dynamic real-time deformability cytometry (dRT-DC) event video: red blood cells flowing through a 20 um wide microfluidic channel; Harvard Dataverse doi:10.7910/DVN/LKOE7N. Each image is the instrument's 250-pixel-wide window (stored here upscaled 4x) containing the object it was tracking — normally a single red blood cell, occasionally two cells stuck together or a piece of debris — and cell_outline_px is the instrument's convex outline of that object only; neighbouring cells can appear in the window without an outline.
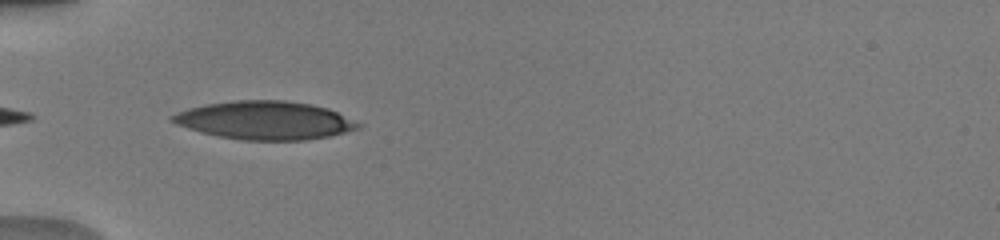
{"species": "human", "species_latin": "Homo sapiens", "temperature_condition": "warm", "stored_images_in_passage": 23, "camera_frame_rate_fps": 3000, "um_per_image_px": 0.085, "donor": {"sex": "male"}, "frame": {"image": 1, "passage_image": 1, "time_ms": 0.0, "image_size_px": [1000, 240], "cell_outline_px": [[364, 124], [360, 128], [328, 136], [304, 140], [240, 140], [200, 132], [176, 124], [168, 120], [168, 116], [176, 112], [188, 108], [204, 104], [236, 100], [284, 100], [312, 104], [328, 108]], "centroid_in_image_um": [22.49, 10.22], "position_along_channel_um": 62.5, "area_um2": 41.67}}